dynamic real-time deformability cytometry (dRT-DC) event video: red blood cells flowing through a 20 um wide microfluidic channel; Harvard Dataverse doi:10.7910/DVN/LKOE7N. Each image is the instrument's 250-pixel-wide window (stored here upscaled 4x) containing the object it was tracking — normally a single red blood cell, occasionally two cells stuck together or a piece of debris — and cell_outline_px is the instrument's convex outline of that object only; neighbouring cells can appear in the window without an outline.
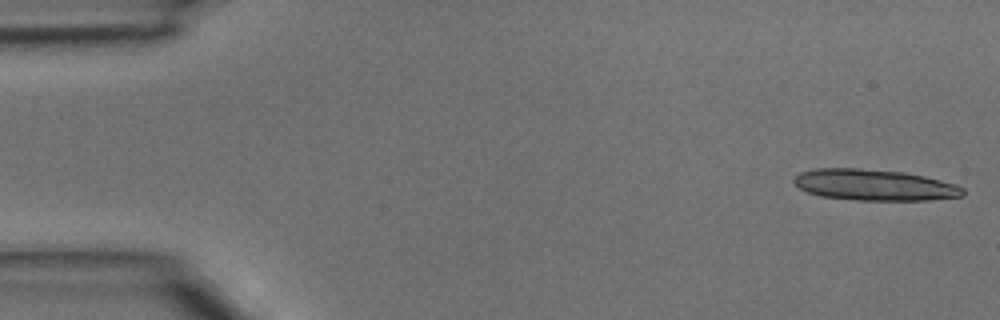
{"species": "common noctule bat (a hibernating species)", "species_latin": "Nyctalus noctula", "temperature_condition": "room temperature", "stored_images_in_passage": 4, "camera_frame_rate_fps": 3000, "um_per_image_px": 0.085, "animal": {"sex": "male", "body_mass_g": 15.6}, "frame": {"image": 1, "passage_image": 1, "time_ms": 0.0, "image_size_px": [1000, 320], "cell_outline_px": [[964, 196], [928, 200], [856, 200], [820, 196], [808, 192], [800, 188], [792, 180], [800, 172], [812, 168], [860, 168], [904, 172], [924, 176], [956, 184], [964, 188]], "centroid_in_image_um": [74.32, 15.72], "position_along_channel_um": 10.7, "area_um2": 30.75}}